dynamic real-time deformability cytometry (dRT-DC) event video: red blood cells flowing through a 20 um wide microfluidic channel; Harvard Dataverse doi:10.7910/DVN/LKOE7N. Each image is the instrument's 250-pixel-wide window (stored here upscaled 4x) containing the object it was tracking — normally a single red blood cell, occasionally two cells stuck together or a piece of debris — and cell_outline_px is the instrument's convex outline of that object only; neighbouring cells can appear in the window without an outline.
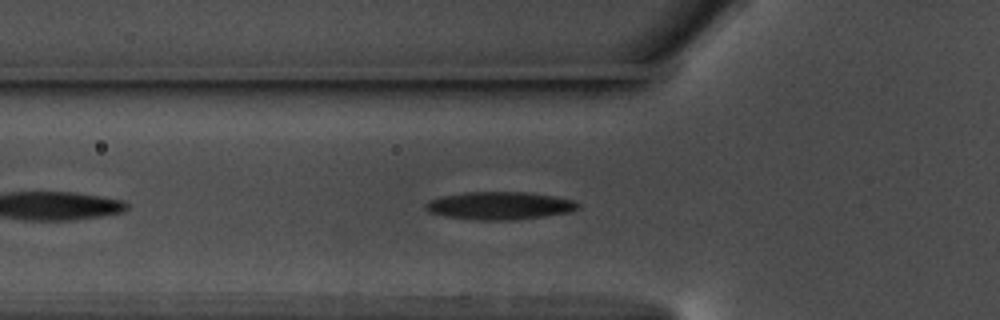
{"species": "common noctule bat (a hibernating species)", "species_latin": "Nyctalus noctula", "temperature_condition": "warm", "stored_images_in_passage": 41, "camera_frame_rate_fps": 3000, "um_per_image_px": 0.085, "animal": {"sex": "male", "body_mass_g": 17.5, "forearm_length_mm": 52.3}, "frame": {"image": 1, "passage_image": 6, "time_ms": 1.667, "image_size_px": [1000, 320], "cell_outline_px": [[580, 208], [572, 212], [516, 220], [476, 220], [444, 216], [428, 212], [424, 204], [428, 200], [444, 196], [464, 192], [524, 192], [556, 196], [572, 200], [580, 204]], "centroid_in_image_um": [42.48, 17.49], "position_along_channel_um": 83.3, "area_um2": 24.85}}
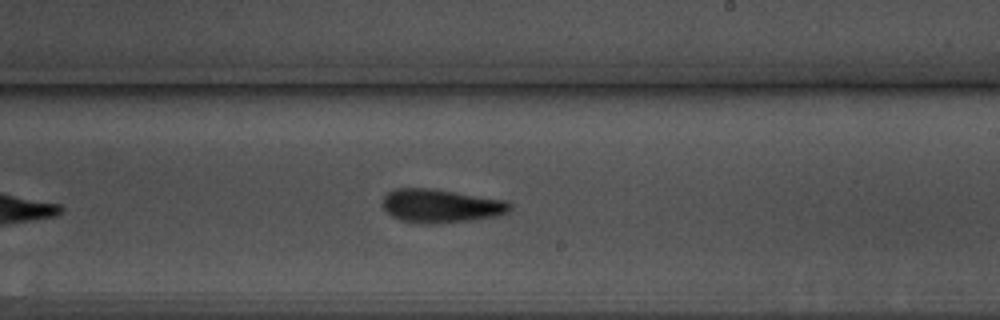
{"frame": {"image": 2, "passage_image": 20, "time_ms": 6.333, "image_size_px": [1000, 320], "cell_outline_px": [[512, 208], [508, 212], [496, 216], [468, 220], [428, 224], [400, 220], [392, 216], [384, 208], [384, 196], [388, 192], [396, 188], [428, 188], [508, 200], [512, 204]], "centroid_in_image_um": [37.5, 17.49], "position_along_channel_um": 251.5, "area_um2": 24.62}}
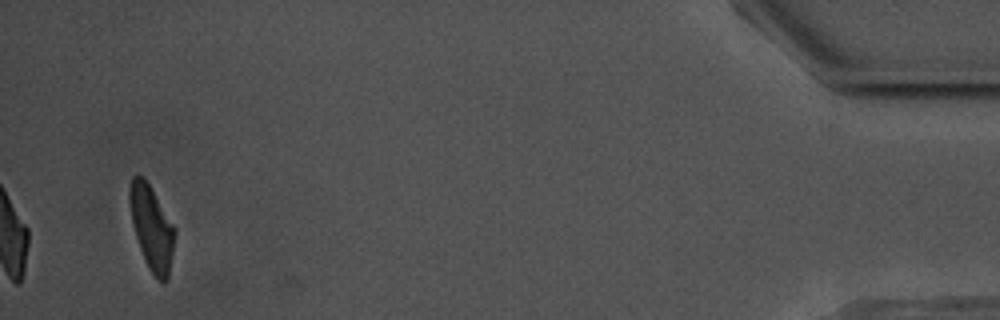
{"frame": {"image": 3, "passage_image": 41, "time_ms": 13.333, "image_size_px": [1000, 320], "cell_outline_px": [[176, 232], [168, 280], [164, 284], [160, 284], [156, 280], [148, 268], [144, 260], [132, 224], [128, 200], [128, 192], [132, 176], [144, 176], [176, 228]], "centroid_in_image_um": [12.9, 19.4], "position_along_channel_um": 422.3, "area_um2": 22.6}, "authors_computed_cell_mechanics": {"area_um2": 24.2182, "velocity_mm_per_s": 3.6143, "shape_relaxation_time_tau1_ms": 5.2061, "shape_relaxation_time_tau2_ms": 6.2946, "deformation_change_tau1": 0.1678, "deformation_change_tau2": 0.167}}